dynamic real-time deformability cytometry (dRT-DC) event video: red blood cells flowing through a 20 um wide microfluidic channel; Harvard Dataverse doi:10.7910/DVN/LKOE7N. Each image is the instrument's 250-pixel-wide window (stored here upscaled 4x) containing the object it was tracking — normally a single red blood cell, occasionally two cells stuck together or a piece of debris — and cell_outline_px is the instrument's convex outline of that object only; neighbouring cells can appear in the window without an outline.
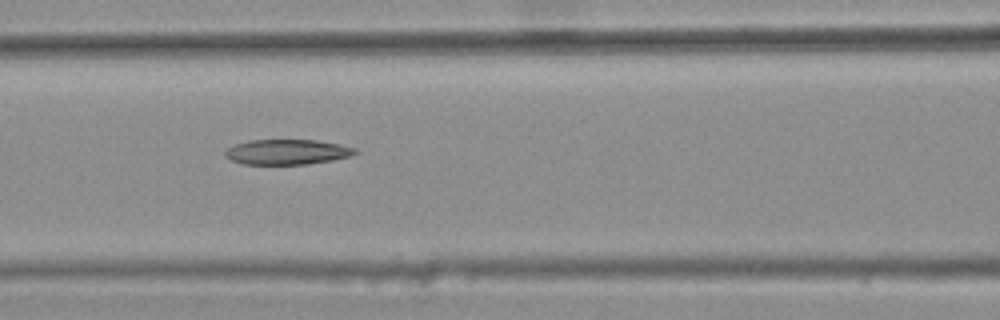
{"species": "common noctule bat (a hibernating species)", "species_latin": "Nyctalus noctula", "temperature_condition": "warm", "stored_images_in_passage": 6, "segment_of_instrument_passage": [1, 2], "camera_frame_rate_fps": 3000, "um_per_image_px": 0.085, "animal": {"sex": "female", "body_mass_g": 25.1}, "frame": {"image": 1, "passage_image": 4, "time_ms": 1.0, "image_size_px": [1000, 320], "cell_outline_px": [[360, 152], [352, 156], [332, 160], [308, 164], [240, 164], [224, 156], [224, 152], [228, 148], [236, 144], [248, 140], [316, 140], [340, 144], [356, 148]], "centroid_in_image_um": [24.43, 12.92], "position_along_channel_um": 142.2, "area_um2": 19.19}}
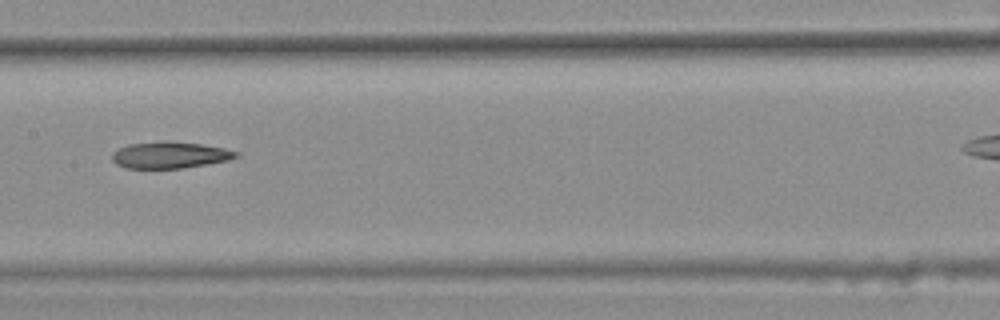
{"frame": {"image": 2, "passage_image": 5, "time_ms": 1.333, "image_size_px": [1000, 320], "cell_outline_px": [[240, 156], [228, 160], [208, 164], [180, 168], [124, 168], [116, 164], [112, 160], [112, 152], [128, 144], [164, 140], [200, 144], [224, 148], [240, 152]], "centroid_in_image_um": [14.44, 13.17], "position_along_channel_um": 193.0, "area_um2": 19.31}}